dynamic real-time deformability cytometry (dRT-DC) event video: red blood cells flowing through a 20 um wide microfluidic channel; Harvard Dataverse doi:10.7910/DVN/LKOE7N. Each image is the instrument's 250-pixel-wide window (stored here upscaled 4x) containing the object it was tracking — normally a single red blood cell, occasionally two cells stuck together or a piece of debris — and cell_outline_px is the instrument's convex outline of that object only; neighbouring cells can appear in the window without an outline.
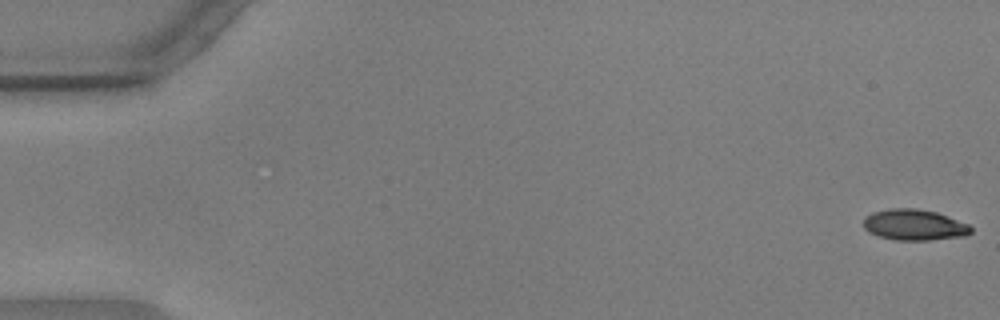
{"species": "common noctule bat (a hibernating species)", "species_latin": "Nyctalus noctula", "temperature_condition": "warm", "stored_images_in_passage": 56, "camera_frame_rate_fps": 3000, "um_per_image_px": 0.085, "animal": {"sex": "male", "body_mass_g": 17.9, "forearm_length_mm": 54.2}, "frame": {"image": 1, "passage_image": 1, "time_ms": 0.0, "image_size_px": [1000, 320], "cell_outline_px": [[972, 232], [968, 236], [928, 240], [896, 240], [880, 236], [868, 232], [864, 228], [864, 216], [872, 212], [888, 208], [916, 208], [936, 212], [968, 224], [972, 228]], "centroid_in_image_um": [77.71, 19.11], "position_along_channel_um": 7.3, "area_um2": 19.48}}
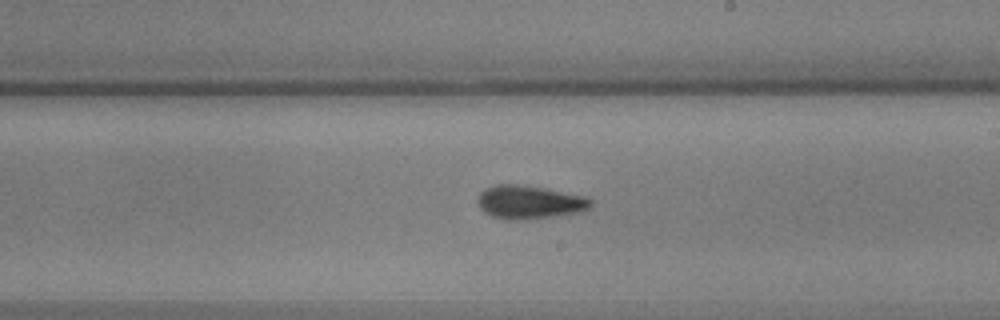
{"frame": {"image": 2, "passage_image": 33, "time_ms": 10.667, "image_size_px": [1000, 320], "cell_outline_px": [[592, 204], [588, 208], [580, 212], [552, 216], [520, 220], [504, 220], [492, 216], [484, 212], [480, 208], [476, 200], [480, 192], [496, 184], [516, 184], [544, 188], [588, 196], [592, 200]], "centroid_in_image_um": [44.99, 17.18], "position_along_channel_um": 244.0, "area_um2": 22.08}}
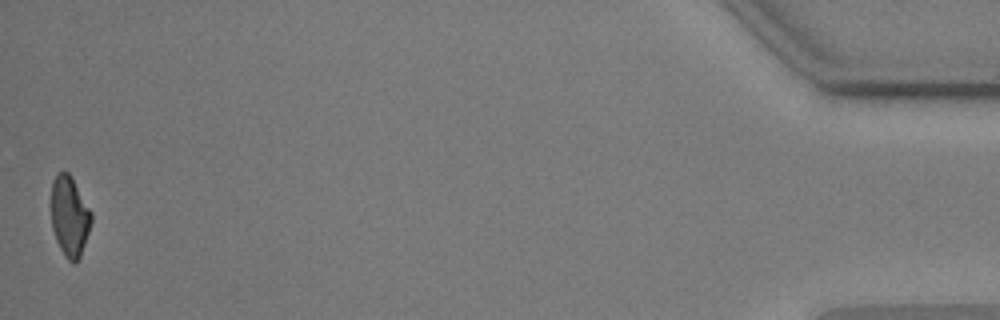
{"frame": {"image": 3, "passage_image": 56, "time_ms": 18.333, "image_size_px": [1000, 320], "cell_outline_px": [[92, 220], [80, 256], [72, 264], [64, 256], [56, 240], [52, 228], [52, 180], [60, 172], [68, 172], [72, 176], [92, 212]], "centroid_in_image_um": [5.92, 18.37], "position_along_channel_um": 429.3, "area_um2": 18.61}, "authors_computed_cell_mechanics": {"area_um2": 20.4612, "velocity_mm_per_s": 3.5963, "shape_relaxation_time_tau1_ms": 3.8258, "shape_relaxation_time_tau2_ms": 2.8438, "deformation_change_tau1": 0.1266, "deformation_change_tau2": 0.1004}}